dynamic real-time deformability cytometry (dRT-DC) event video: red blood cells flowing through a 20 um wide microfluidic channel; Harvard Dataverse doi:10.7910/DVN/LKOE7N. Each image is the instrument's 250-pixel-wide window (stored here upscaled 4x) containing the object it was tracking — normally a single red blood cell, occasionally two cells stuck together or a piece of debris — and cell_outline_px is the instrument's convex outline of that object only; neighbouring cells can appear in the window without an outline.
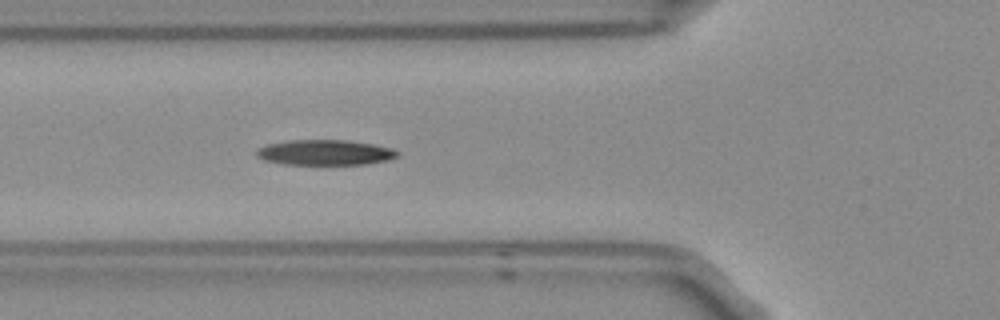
{"species": "Egyptian fruit bat (a non-hibernating species)", "species_latin": "Rousettus aegyptiacus", "temperature_condition": "room temperature", "stored_images_in_passage": 4, "camera_frame_rate_fps": 3000, "um_per_image_px": 0.085, "frame": {"image": 1, "passage_image": 4, "time_ms": 1.0, "image_size_px": [1000, 320], "cell_outline_px": [[400, 156], [388, 160], [368, 164], [284, 164], [264, 160], [256, 156], [256, 148], [268, 144], [288, 140], [348, 140], [372, 144], [392, 148], [400, 152]], "centroid_in_image_um": [27.64, 12.96], "position_along_channel_um": 98.2, "area_um2": 20.92}}